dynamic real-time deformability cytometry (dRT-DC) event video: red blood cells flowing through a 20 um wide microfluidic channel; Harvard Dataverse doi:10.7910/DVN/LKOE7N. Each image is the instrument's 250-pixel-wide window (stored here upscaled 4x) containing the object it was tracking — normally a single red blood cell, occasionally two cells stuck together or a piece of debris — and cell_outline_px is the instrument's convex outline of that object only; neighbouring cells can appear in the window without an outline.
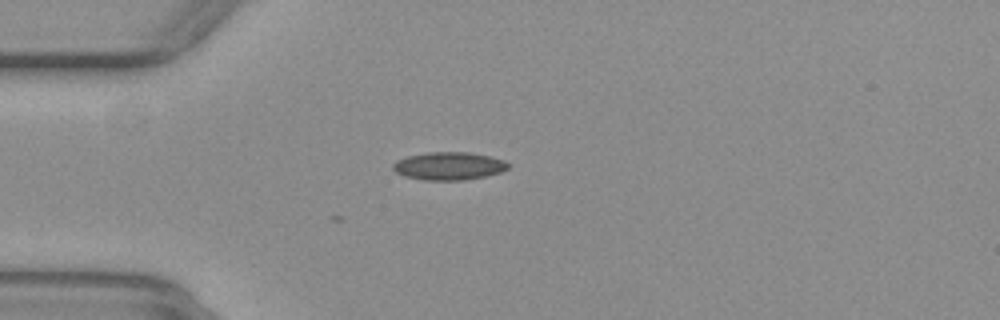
{"species": "common noctule bat (a hibernating species)", "species_latin": "Nyctalus noctula", "temperature_condition": "warm", "stored_images_in_passage": 5, "camera_frame_rate_fps": 3000, "um_per_image_px": 0.085, "animal": {"sex": "female", "body_mass_g": 29.2, "forearm_length_mm": 56.3}, "frame": {"image": 1, "passage_image": 3, "time_ms": 0.667, "image_size_px": [1000, 320], "cell_outline_px": [[508, 168], [500, 172], [484, 176], [464, 180], [424, 180], [404, 176], [396, 172], [392, 168], [392, 164], [396, 160], [408, 156], [428, 152], [468, 152], [488, 156], [504, 160], [508, 164]], "centroid_in_image_um": [38.11, 14.11], "position_along_channel_um": 46.9, "area_um2": 18.61}}